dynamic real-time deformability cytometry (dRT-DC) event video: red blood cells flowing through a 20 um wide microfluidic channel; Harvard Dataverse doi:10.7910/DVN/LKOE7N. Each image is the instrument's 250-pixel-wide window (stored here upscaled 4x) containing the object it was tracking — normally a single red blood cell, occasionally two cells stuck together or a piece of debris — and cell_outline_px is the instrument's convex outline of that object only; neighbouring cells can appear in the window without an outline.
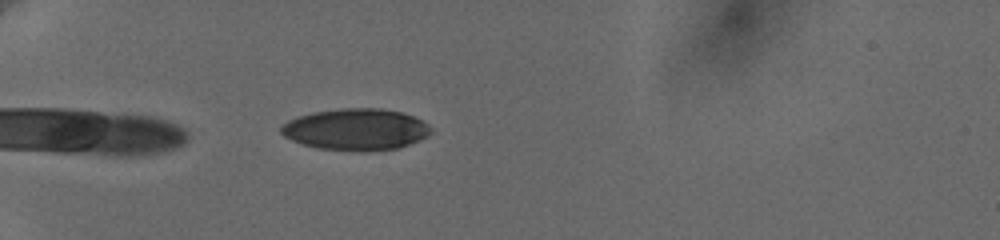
{"species": "human", "species_latin": "Homo sapiens", "temperature_condition": "cold", "stored_images_in_passage": 24, "camera_frame_rate_fps": 3000, "um_per_image_px": 0.085, "donor": {"sex": "female"}, "frame": {"image": 1, "passage_image": 3, "time_ms": 0.667, "image_size_px": [1000, 240], "cell_outline_px": [[432, 132], [428, 136], [420, 140], [396, 148], [364, 152], [360, 152], [320, 148], [304, 144], [292, 140], [284, 136], [280, 132], [280, 128], [288, 120], [312, 112], [340, 108], [380, 108], [400, 112], [412, 116], [428, 124], [432, 128]], "centroid_in_image_um": [30.26, 11.0], "position_along_channel_um": 54.7, "area_um2": 36.24}}
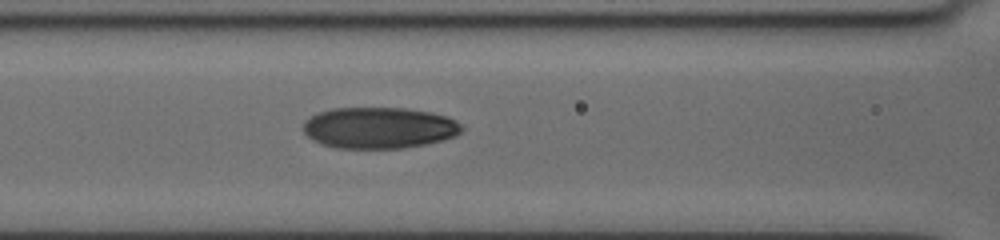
{"frame": {"image": 2, "passage_image": 15, "time_ms": 3.667, "image_size_px": [1000, 240], "cell_outline_px": [[464, 128], [456, 136], [444, 140], [404, 148], [336, 148], [320, 144], [312, 140], [304, 132], [304, 120], [320, 112], [332, 108], [404, 108], [432, 112], [448, 116], [456, 120]], "centroid_in_image_um": [32.24, 10.86], "position_along_channel_um": 134.4, "area_um2": 38.32}}
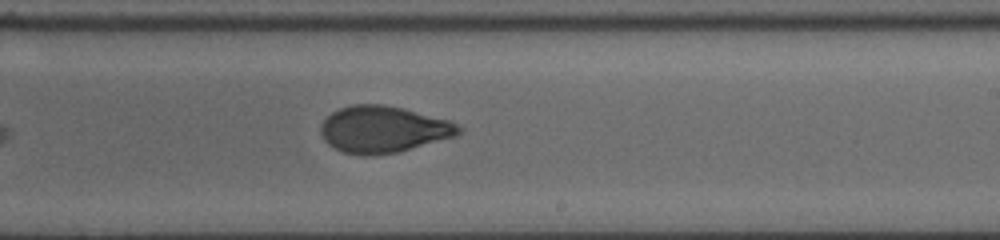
{"frame": {"image": 3, "passage_image": 24, "time_ms": 7.0, "image_size_px": [1000, 240], "cell_outline_px": [[460, 132], [456, 136], [400, 152], [372, 156], [364, 156], [344, 152], [328, 144], [324, 140], [320, 132], [320, 124], [332, 112], [340, 108], [352, 104], [384, 104], [404, 108], [448, 120], [456, 124], [460, 128]], "centroid_in_image_um": [32.56, 11.0], "position_along_channel_um": 256.4, "area_um2": 37.63}}